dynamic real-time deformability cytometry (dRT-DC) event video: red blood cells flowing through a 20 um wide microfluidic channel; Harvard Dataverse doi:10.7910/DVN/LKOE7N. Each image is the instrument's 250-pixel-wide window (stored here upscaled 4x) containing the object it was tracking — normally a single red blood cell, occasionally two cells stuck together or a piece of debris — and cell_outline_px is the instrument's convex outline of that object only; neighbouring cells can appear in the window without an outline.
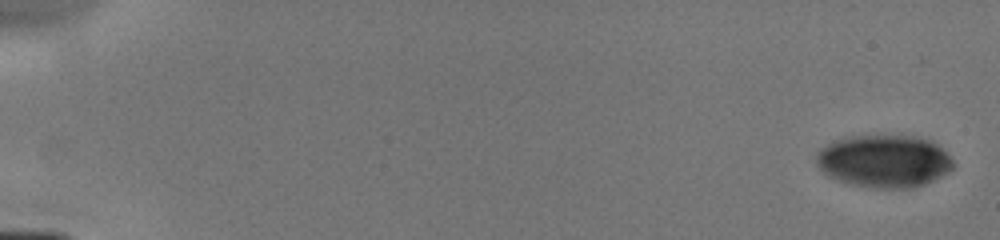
{"species": "human", "species_latin": "Homo sapiens", "temperature_condition": "cold", "stored_images_in_passage": 8, "camera_frame_rate_fps": 3000, "um_per_image_px": 0.085, "donor": {"sex": "male"}, "frame": {"image": 1, "passage_image": 1, "time_ms": 0.0, "image_size_px": [1000, 240], "cell_outline_px": [[952, 168], [948, 172], [924, 184], [912, 188], [872, 188], [852, 184], [840, 180], [824, 172], [820, 168], [816, 160], [816, 156], [828, 144], [836, 140], [848, 136], [912, 136], [928, 140], [936, 144], [952, 160]], "centroid_in_image_um": [75.15, 13.7], "position_along_channel_um": 9.8, "area_um2": 41.1}}
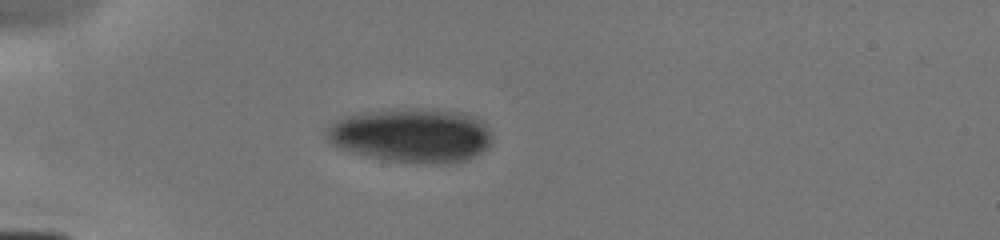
{"frame": {"image": 2, "passage_image": 6, "time_ms": 4.667, "image_size_px": [1000, 240], "cell_outline_px": [[492, 144], [488, 148], [476, 156], [468, 160], [432, 164], [380, 160], [352, 152], [340, 148], [332, 144], [324, 136], [324, 132], [328, 124], [340, 116], [392, 108], [432, 108], [456, 112], [476, 116], [488, 124], [492, 136]], "centroid_in_image_um": [34.97, 11.49], "position_along_channel_um": 50.0, "area_um2": 53.52}}
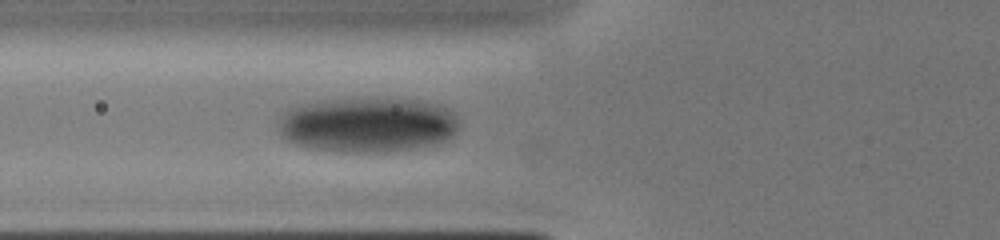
{"frame": {"image": 3, "passage_image": 8, "time_ms": 6.333, "image_size_px": [1000, 240], "cell_outline_px": [[456, 132], [452, 136], [444, 140], [432, 144], [384, 152], [344, 152], [316, 148], [296, 144], [280, 136], [276, 128], [280, 116], [288, 108], [324, 100], [416, 100], [440, 104], [448, 108], [456, 116]], "centroid_in_image_um": [31.2, 10.62], "position_along_channel_um": 94.6, "area_um2": 57.05}}